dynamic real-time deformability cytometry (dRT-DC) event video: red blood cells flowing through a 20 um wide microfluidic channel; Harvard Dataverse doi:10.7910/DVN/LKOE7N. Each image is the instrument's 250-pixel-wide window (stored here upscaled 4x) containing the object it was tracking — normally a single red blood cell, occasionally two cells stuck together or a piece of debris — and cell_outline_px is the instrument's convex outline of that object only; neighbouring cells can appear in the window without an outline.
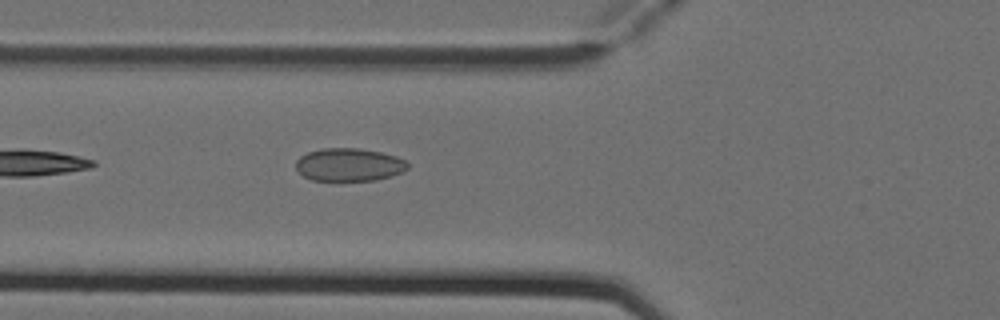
{"species": "Egyptian fruit bat (a non-hibernating species)", "species_latin": "Rousettus aegyptiacus", "temperature_condition": "cold", "stored_images_in_passage": 3, "camera_frame_rate_fps": 3000, "um_per_image_px": 0.085, "animal": {"sex": "female"}, "frame": {"image": 1, "passage_image": 3, "time_ms": 0.667, "image_size_px": [1000, 320], "cell_outline_px": [[408, 168], [404, 172], [392, 176], [376, 180], [336, 184], [312, 180], [304, 176], [296, 168], [296, 160], [300, 156], [308, 152], [324, 148], [360, 148], [380, 152], [396, 156], [404, 160], [408, 164]], "centroid_in_image_um": [29.66, 14.05], "position_along_channel_um": 96.1, "area_um2": 22.37}}